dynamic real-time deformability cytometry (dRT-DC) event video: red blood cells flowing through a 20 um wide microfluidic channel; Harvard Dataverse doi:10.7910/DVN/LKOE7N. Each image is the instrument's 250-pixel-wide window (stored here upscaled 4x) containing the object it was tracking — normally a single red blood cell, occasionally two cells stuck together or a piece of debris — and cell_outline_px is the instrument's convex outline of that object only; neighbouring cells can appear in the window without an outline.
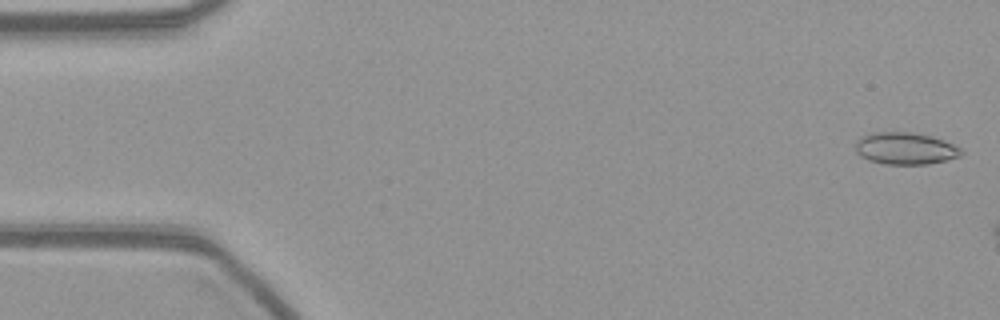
{"species": "common noctule bat (a hibernating species)", "species_latin": "Nyctalus noctula", "temperature_condition": "warm", "stored_images_in_passage": 7, "camera_frame_rate_fps": 3000, "um_per_image_px": 0.085, "animal": {"sex": "female", "body_mass_g": 21.9}, "frame": {"image": 1, "passage_image": 1, "time_ms": 0.0, "image_size_px": [1000, 320], "cell_outline_px": [[964, 152], [960, 156], [948, 160], [928, 164], [884, 164], [868, 160], [860, 156], [856, 152], [856, 144], [860, 136], [872, 132], [912, 132], [932, 136], [944, 140], [960, 148]], "centroid_in_image_um": [76.95, 12.62], "position_along_channel_um": 8.0, "area_um2": 19.88}}